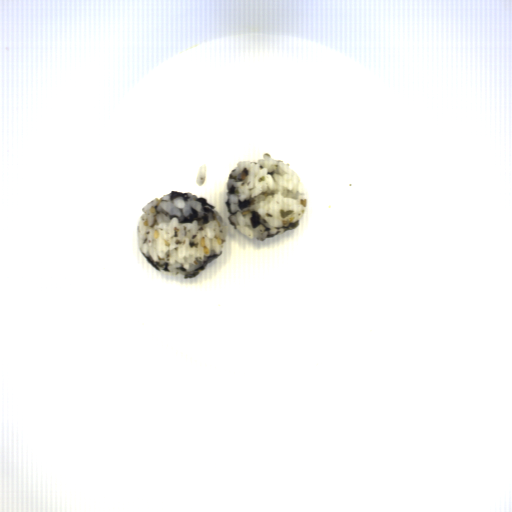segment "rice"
<instances>
[{"mask_svg":"<svg viewBox=\"0 0 512 512\" xmlns=\"http://www.w3.org/2000/svg\"><path fill=\"white\" fill-rule=\"evenodd\" d=\"M228 228L205 196L172 190L142 209L138 250L157 271L191 279L222 255Z\"/></svg>","mask_w":512,"mask_h":512,"instance_id":"rice-1","label":"rice"},{"mask_svg":"<svg viewBox=\"0 0 512 512\" xmlns=\"http://www.w3.org/2000/svg\"><path fill=\"white\" fill-rule=\"evenodd\" d=\"M207 181V165L203 164L199 167L197 177H196V184L199 187H202L205 185Z\"/></svg>","mask_w":512,"mask_h":512,"instance_id":"rice-3","label":"rice"},{"mask_svg":"<svg viewBox=\"0 0 512 512\" xmlns=\"http://www.w3.org/2000/svg\"><path fill=\"white\" fill-rule=\"evenodd\" d=\"M262 157L238 161L229 174L224 201L230 224L260 242L296 229L309 204L305 186L291 165L267 152Z\"/></svg>","mask_w":512,"mask_h":512,"instance_id":"rice-2","label":"rice"}]
</instances>
